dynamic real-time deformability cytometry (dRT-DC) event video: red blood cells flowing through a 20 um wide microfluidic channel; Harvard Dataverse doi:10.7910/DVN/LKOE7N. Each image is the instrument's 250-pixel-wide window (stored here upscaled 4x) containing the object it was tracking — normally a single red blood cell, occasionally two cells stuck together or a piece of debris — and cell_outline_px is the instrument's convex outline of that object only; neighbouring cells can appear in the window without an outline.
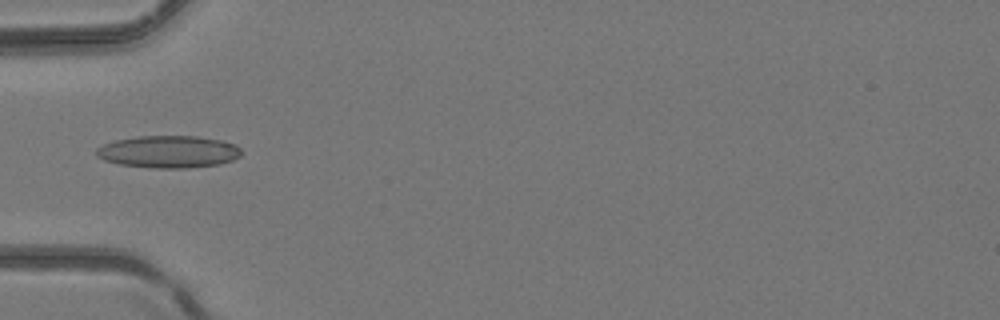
{"species": "common noctule bat (a hibernating species)", "species_latin": "Nyctalus noctula", "temperature_condition": "room temperature", "stored_images_in_passage": 6, "camera_frame_rate_fps": 3000, "um_per_image_px": 0.085, "animal": {"sex": "female", "body_mass_g": 24.6, "forearm_length_mm": 56.2}, "frame": {"image": 1, "passage_image": 5, "time_ms": 1.333, "image_size_px": [1000, 320], "cell_outline_px": [[240, 156], [232, 160], [220, 164], [188, 168], [152, 168], [120, 164], [104, 160], [96, 156], [96, 148], [104, 144], [116, 140], [136, 136], [200, 136], [224, 140], [236, 144], [240, 148]], "centroid_in_image_um": [14.34, 12.89], "position_along_channel_um": 70.7, "area_um2": 27.46}}
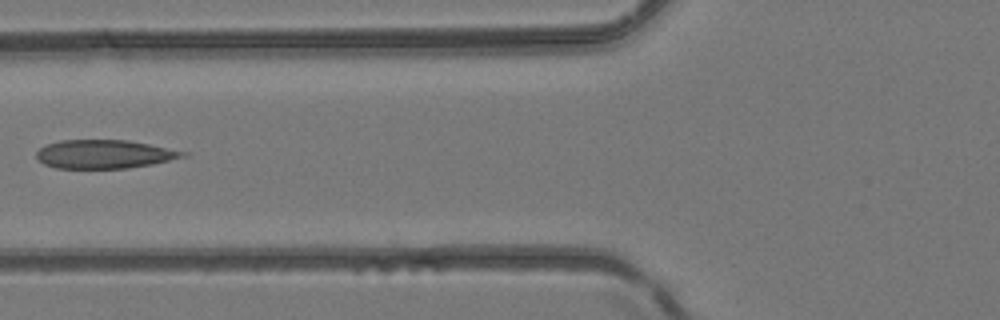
{"frame": {"image": 2, "passage_image": 6, "time_ms": 1.667, "image_size_px": [1000, 320], "cell_outline_px": [[188, 156], [152, 164], [128, 168], [56, 168], [44, 164], [36, 160], [36, 152], [40, 148], [48, 144], [60, 140], [128, 140], [188, 152]], "centroid_in_image_um": [8.85, 13.1], "position_along_channel_um": 116.9, "area_um2": 24.39}}